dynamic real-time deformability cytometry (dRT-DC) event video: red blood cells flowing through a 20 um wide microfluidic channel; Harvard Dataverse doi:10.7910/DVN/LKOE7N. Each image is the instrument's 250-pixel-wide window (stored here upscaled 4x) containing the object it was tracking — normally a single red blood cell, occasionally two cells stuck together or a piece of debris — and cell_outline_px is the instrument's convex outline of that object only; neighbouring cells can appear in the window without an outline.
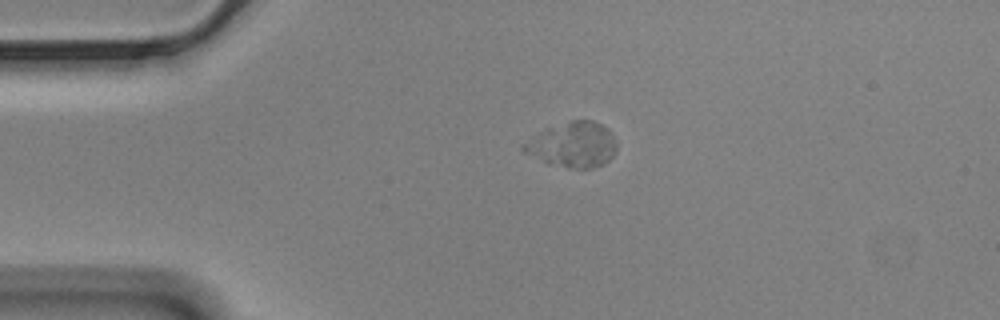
{"species": "Egyptian fruit bat (a non-hibernating species)", "species_latin": "Rousettus aegyptiacus", "temperature_condition": "cold", "stored_images_in_passage": 47, "camera_frame_rate_fps": 3000, "um_per_image_px": 0.085, "animal": {"sex": "male"}, "frame": {"image": 1, "passage_image": 1, "time_ms": 0.0, "image_size_px": [1000, 320], "cell_outline_px": [[616, 152], [604, 164], [592, 168], [568, 168], [548, 164], [524, 152], [520, 148], [520, 144], [548, 128], [572, 120], [592, 120], [608, 128], [616, 140]], "centroid_in_image_um": [48.69, 12.31], "position_along_channel_um": 36.3, "area_um2": 24.51}}
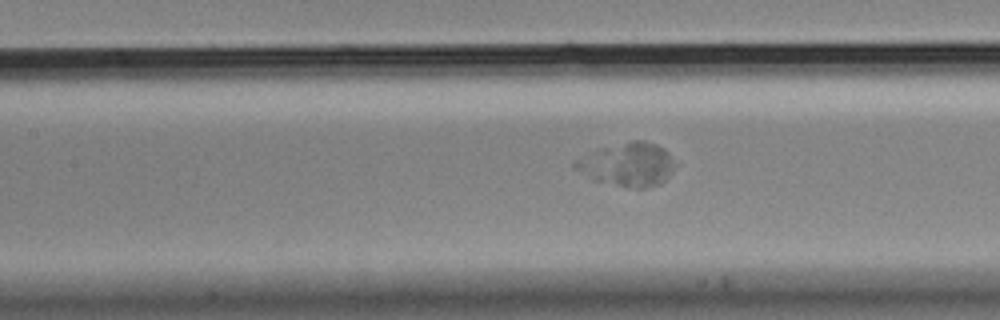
{"frame": {"image": 2, "passage_image": 14, "time_ms": 4.333, "image_size_px": [1000, 320], "cell_outline_px": [[672, 172], [660, 184], [644, 188], [636, 188], [592, 180], [592, 172], [600, 148], [632, 140], [644, 140], [656, 144], [664, 148], [668, 152], [672, 160]], "centroid_in_image_um": [53.79, 13.98], "position_along_channel_um": 153.6, "area_um2": 22.02}}
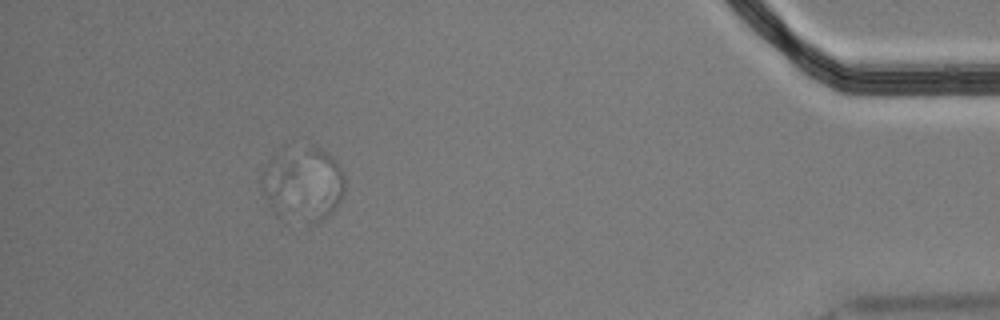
{"frame": {"image": 3, "passage_image": 41, "time_ms": 13.333, "image_size_px": [1000, 320], "cell_outline_px": [[344, 192], [340, 200], [332, 212], [316, 224], [308, 228], [308, 224], [312, 148], [320, 148], [336, 160], [344, 176]], "centroid_in_image_um": [27.55, 15.82], "position_along_channel_um": 407.7, "area_um2": 14.39}}